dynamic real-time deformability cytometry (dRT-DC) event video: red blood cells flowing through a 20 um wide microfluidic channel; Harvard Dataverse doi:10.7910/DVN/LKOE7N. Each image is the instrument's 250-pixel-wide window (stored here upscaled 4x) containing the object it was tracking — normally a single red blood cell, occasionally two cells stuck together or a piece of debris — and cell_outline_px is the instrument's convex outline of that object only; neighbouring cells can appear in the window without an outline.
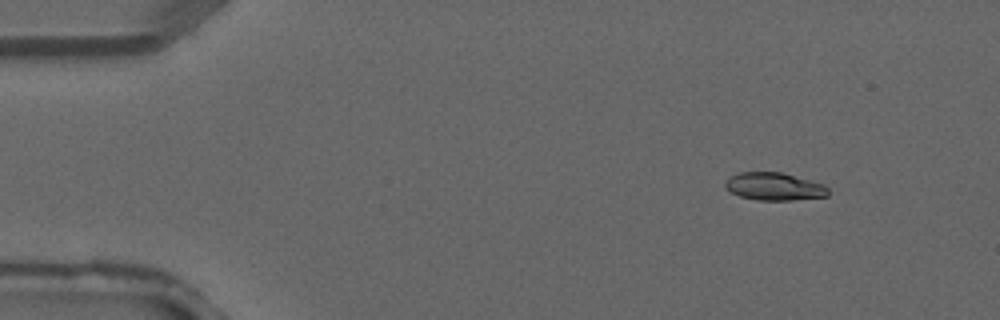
{"species": "common noctule bat (a hibernating species)", "species_latin": "Nyctalus noctula", "temperature_condition": "warm", "stored_images_in_passage": 4, "camera_frame_rate_fps": 3000, "um_per_image_px": 0.085, "animal": {"sex": "male", "forearm_length_mm": 52.5}, "frame": {"image": 1, "passage_image": 2, "time_ms": 0.333, "image_size_px": [1000, 320], "cell_outline_px": [[828, 196], [792, 200], [756, 200], [740, 196], [724, 188], [724, 184], [732, 176], [740, 172], [784, 172], [824, 184], [828, 188]], "centroid_in_image_um": [65.83, 15.85], "position_along_channel_um": 19.2, "area_um2": 16.65}}
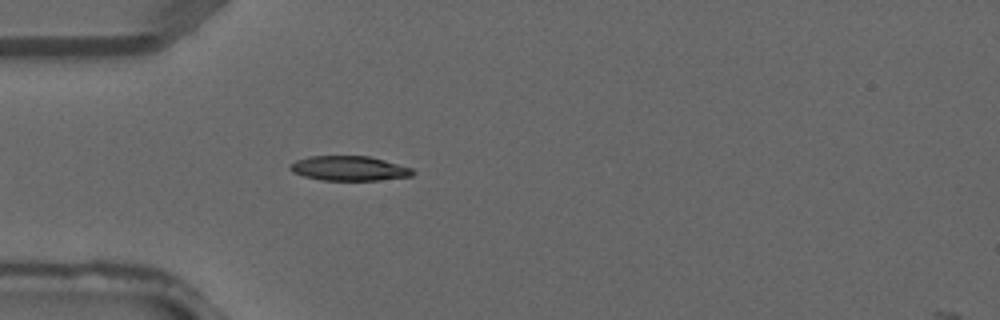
{"frame": {"image": 2, "passage_image": 4, "time_ms": 1.0, "image_size_px": [1000, 320], "cell_outline_px": [[416, 172], [412, 176], [380, 180], [320, 180], [304, 176], [292, 172], [288, 168], [288, 164], [296, 160], [308, 156], [368, 156], [384, 160], [412, 168]], "centroid_in_image_um": [29.65, 14.31], "position_along_channel_um": 55.4, "area_um2": 17.74}}